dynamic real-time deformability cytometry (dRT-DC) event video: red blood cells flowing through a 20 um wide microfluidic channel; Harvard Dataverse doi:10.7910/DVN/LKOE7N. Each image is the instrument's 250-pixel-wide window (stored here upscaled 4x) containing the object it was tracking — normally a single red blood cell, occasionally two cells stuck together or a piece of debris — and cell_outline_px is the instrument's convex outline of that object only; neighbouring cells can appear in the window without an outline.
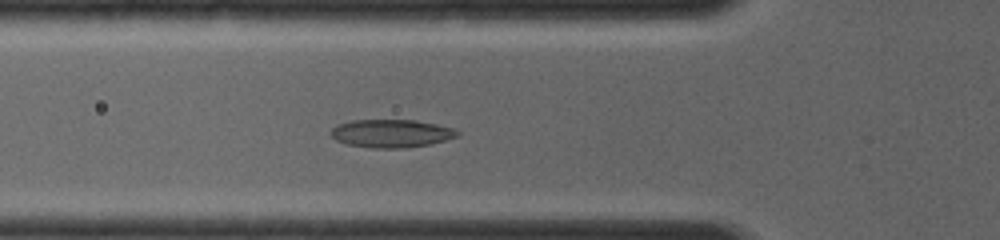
{"species": "common noctule bat (a hibernating species)", "species_latin": "Nyctalus noctula", "temperature_condition": "room temperature", "stored_images_in_passage": 34, "camera_frame_rate_fps": 4000, "um_per_image_px": 0.085, "animal": {"sex": "female", "body_mass_g": 19.0, "forearm_length_mm": 56.7}, "frame": {"image": 1, "passage_image": 12, "time_ms": 4.5, "image_size_px": [1000, 240], "cell_outline_px": [[460, 136], [432, 144], [404, 148], [372, 148], [348, 144], [336, 140], [328, 132], [336, 124], [352, 120], [416, 120], [436, 124], [452, 128], [460, 132]], "centroid_in_image_um": [33.26, 11.34], "position_along_channel_um": 92.5, "area_um2": 20.87}}
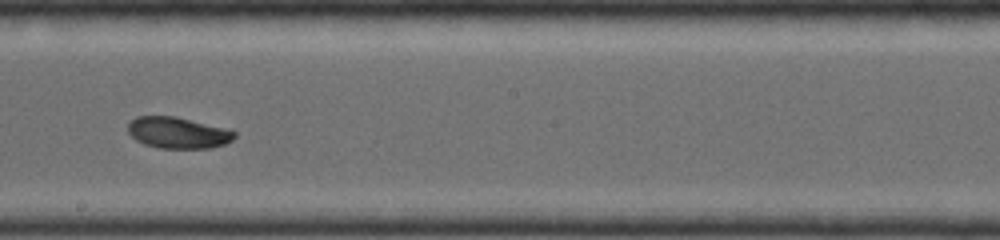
{"frame": {"image": 2, "passage_image": 21, "time_ms": 7.5, "image_size_px": [1000, 240], "cell_outline_px": [[236, 136], [232, 140], [224, 144], [208, 148], [160, 148], [144, 144], [136, 140], [128, 132], [128, 124], [136, 116], [176, 116], [228, 128], [236, 132]], "centroid_in_image_um": [15.14, 11.27], "position_along_channel_um": 233.1, "area_um2": 19.54}}
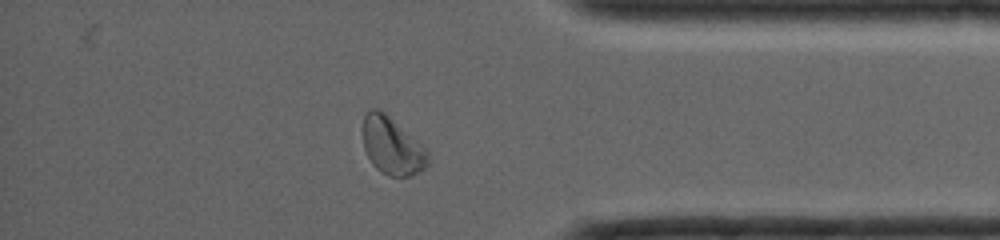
{"frame": {"image": 3, "passage_image": 31, "time_ms": 11.25, "image_size_px": [1000, 240], "cell_outline_px": [[428, 164], [424, 168], [408, 176], [388, 176], [380, 172], [372, 164], [364, 148], [364, 116], [372, 108], [380, 108], [424, 148], [428, 152]], "centroid_in_image_um": [33.3, 12.42], "position_along_channel_um": 401.9, "area_um2": 21.15}}